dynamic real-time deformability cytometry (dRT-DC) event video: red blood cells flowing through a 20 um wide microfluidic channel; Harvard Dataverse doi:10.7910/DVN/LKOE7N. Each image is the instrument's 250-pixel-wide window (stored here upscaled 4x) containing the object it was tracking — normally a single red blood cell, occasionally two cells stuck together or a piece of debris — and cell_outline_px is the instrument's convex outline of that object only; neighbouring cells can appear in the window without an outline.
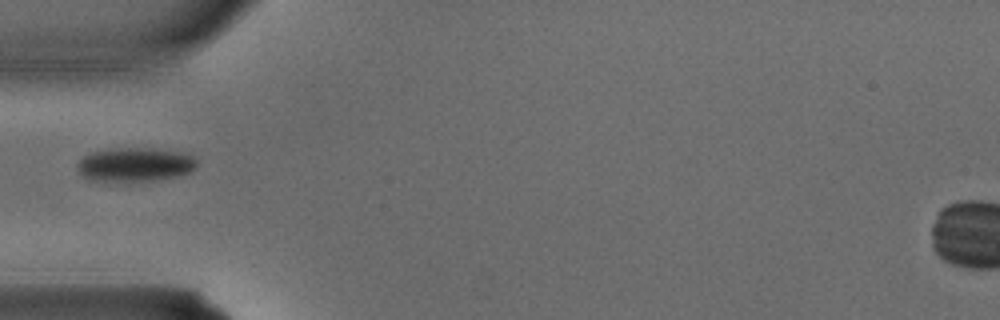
{"species": "common noctule bat (a hibernating species)", "species_latin": "Nyctalus noctula", "temperature_condition": "warm", "stored_images_in_passage": 1, "camera_frame_rate_fps": 3000, "um_per_image_px": 0.085, "animal": {"sex": "male", "body_mass_g": 15.6}, "frame": {"image": 1, "passage_image": 1, "time_ms": 0.0, "image_size_px": [1000, 320], "cell_outline_px": [[196, 168], [188, 172], [176, 176], [156, 180], [88, 180], [80, 172], [76, 164], [84, 156], [92, 152], [116, 148], [148, 148], [176, 152], [192, 156], [196, 160]], "centroid_in_image_um": [11.45, 13.98], "position_along_channel_um": 73.5, "area_um2": 23.0}}